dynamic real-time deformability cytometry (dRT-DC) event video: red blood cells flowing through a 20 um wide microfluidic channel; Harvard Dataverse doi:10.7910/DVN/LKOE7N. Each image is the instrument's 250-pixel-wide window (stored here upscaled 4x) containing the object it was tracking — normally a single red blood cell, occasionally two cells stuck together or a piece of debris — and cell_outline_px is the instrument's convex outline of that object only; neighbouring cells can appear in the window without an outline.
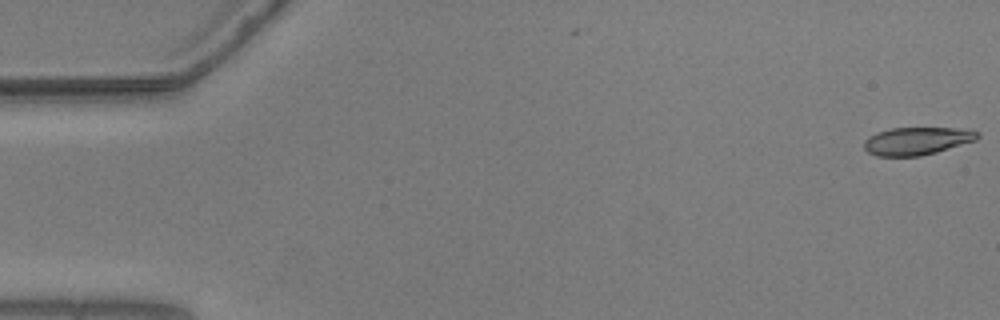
{"species": "common noctule bat (a hibernating species)", "species_latin": "Nyctalus noctula", "temperature_condition": "warm", "stored_images_in_passage": 15, "camera_frame_rate_fps": 3000, "um_per_image_px": 0.085, "animal": {"sex": "male", "body_mass_g": 20.5, "forearm_length_mm": 52.5}, "frame": {"image": 1, "passage_image": 1, "time_ms": 0.0, "image_size_px": [1000, 320], "cell_outline_px": [[980, 136], [976, 140], [936, 152], [920, 156], [876, 156], [868, 152], [864, 148], [864, 140], [868, 136], [876, 132], [892, 128], [968, 128], [980, 132]], "centroid_in_image_um": [77.95, 11.97], "position_along_channel_um": 7.1, "area_um2": 18.5}}
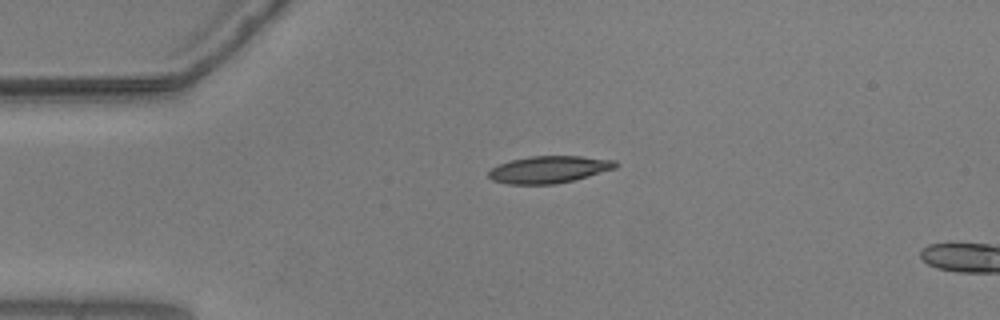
{"frame": {"image": 2, "passage_image": 13, "time_ms": 4.0, "image_size_px": [1000, 320], "cell_outline_px": [[620, 164], [616, 168], [588, 176], [556, 184], [508, 184], [492, 180], [488, 176], [488, 172], [492, 168], [500, 164], [512, 160], [532, 156], [580, 156], [616, 160]], "centroid_in_image_um": [46.69, 14.4], "position_along_channel_um": 38.3, "area_um2": 19.94}}